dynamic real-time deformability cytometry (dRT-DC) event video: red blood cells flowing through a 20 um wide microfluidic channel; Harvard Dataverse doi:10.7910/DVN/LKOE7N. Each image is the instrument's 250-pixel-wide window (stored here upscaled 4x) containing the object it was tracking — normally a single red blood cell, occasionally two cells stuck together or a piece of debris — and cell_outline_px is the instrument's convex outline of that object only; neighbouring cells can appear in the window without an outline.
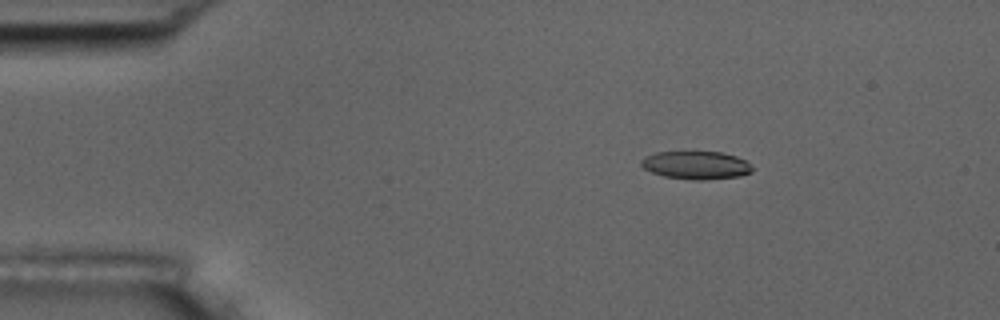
{"species": "common noctule bat (a hibernating species)", "species_latin": "Nyctalus noctula", "temperature_condition": "room temperature", "stored_images_in_passage": 4, "camera_frame_rate_fps": 3000, "um_per_image_px": 0.085, "animal": {"sex": "male", "body_mass_g": 17.5, "forearm_length_mm": 52.3}, "frame": {"image": 1, "passage_image": 2, "time_ms": 2.0, "image_size_px": [1000, 320], "cell_outline_px": [[752, 172], [740, 176], [704, 180], [692, 180], [664, 176], [652, 172], [644, 168], [640, 164], [640, 160], [644, 156], [656, 152], [720, 152], [736, 156], [744, 160], [752, 168]], "centroid_in_image_um": [59.13, 14.04], "position_along_channel_um": 25.9, "area_um2": 18.09}}